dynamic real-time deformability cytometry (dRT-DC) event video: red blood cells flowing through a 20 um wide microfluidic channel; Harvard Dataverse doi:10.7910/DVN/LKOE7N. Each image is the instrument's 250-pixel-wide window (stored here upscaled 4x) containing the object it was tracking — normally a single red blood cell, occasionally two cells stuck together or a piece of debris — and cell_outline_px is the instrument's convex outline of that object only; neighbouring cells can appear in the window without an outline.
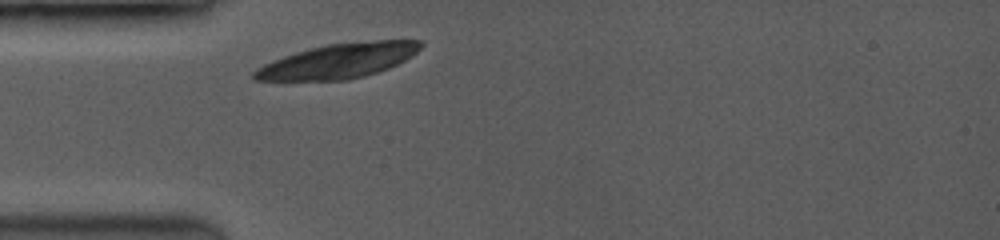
{"species": "common noctule bat (a hibernating species)", "species_latin": "Nyctalus noctula", "temperature_condition": "room temperature", "stored_images_in_passage": 3, "camera_frame_rate_fps": 3500, "um_per_image_px": 0.085, "animal": {"sex": "female", "body_mass_g": 19.0, "forearm_length_mm": 53.3}, "frame": {"image": 1, "passage_image": 1, "time_ms": 0.0, "image_size_px": [1000, 240], "cell_outline_px": [[424, 44], [412, 56], [388, 68], [364, 76], [348, 80], [256, 80], [252, 76], [252, 72], [256, 68], [272, 60], [296, 52], [328, 44], [372, 40], [424, 40]], "centroid_in_image_um": [28.78, 5.17], "position_along_channel_um": 56.2, "area_um2": 33.41}}